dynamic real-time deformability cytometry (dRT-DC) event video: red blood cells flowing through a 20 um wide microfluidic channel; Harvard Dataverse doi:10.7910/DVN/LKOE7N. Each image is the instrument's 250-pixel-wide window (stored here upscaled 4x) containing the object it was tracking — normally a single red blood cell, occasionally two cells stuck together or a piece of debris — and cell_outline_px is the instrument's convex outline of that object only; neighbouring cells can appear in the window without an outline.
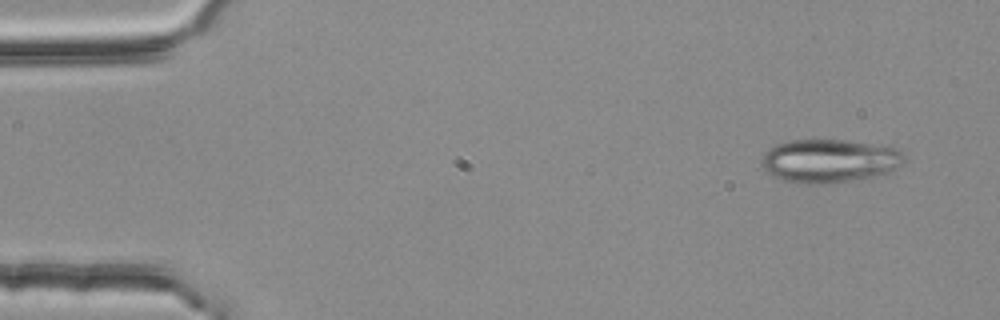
{"species": "common noctule bat (a hibernating species)", "species_latin": "Nyctalus noctula", "temperature_condition": "room temperature", "stored_images_in_passage": 4, "camera_frame_rate_fps": 3000, "um_per_image_px": 0.085, "animal": {"sex": "female", "body_mass_g": 25.1}, "frame": {"image": 1, "passage_image": 1, "time_ms": 0.0, "image_size_px": [1000, 320], "cell_outline_px": [[904, 160], [896, 168], [884, 176], [828, 184], [804, 184], [780, 180], [772, 176], [760, 164], [764, 152], [776, 144], [788, 140], [840, 140], [884, 144], [900, 148], [904, 156]], "centroid_in_image_um": [70.54, 13.68], "position_along_channel_um": 14.5, "area_um2": 36.99}}